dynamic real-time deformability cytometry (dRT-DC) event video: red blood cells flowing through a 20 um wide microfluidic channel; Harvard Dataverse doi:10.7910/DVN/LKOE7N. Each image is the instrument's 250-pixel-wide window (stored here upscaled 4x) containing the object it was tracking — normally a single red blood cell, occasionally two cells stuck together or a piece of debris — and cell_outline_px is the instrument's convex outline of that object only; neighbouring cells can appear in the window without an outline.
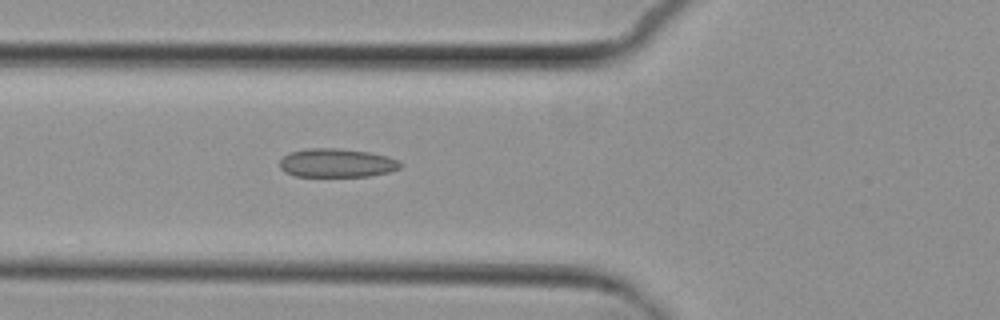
{"species": "common noctule bat (a hibernating species)", "species_latin": "Nyctalus noctula", "temperature_condition": "cold", "stored_images_in_passage": 6, "camera_frame_rate_fps": 3000, "um_per_image_px": 0.085, "animal": {"sex": "female", "body_mass_g": 29.2, "forearm_length_mm": 56.3}, "frame": {"image": 1, "passage_image": 6, "time_ms": 5.667, "image_size_px": [1000, 320], "cell_outline_px": [[400, 168], [392, 172], [368, 176], [296, 176], [284, 172], [280, 168], [280, 160], [284, 156], [292, 152], [308, 148], [340, 148], [368, 152], [388, 156], [396, 160], [400, 164]], "centroid_in_image_um": [28.62, 13.85], "position_along_channel_um": 97.2, "area_um2": 20.11}}